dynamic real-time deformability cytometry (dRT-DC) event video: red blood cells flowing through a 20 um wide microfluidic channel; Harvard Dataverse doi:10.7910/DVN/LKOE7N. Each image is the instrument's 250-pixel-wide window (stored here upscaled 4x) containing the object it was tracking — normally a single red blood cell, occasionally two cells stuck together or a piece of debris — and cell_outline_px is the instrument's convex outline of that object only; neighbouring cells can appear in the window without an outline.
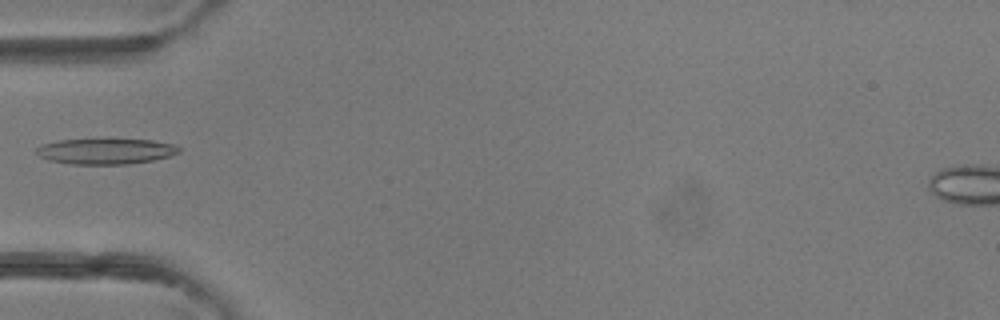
{"species": "common noctule bat (a hibernating species)", "species_latin": "Nyctalus noctula", "temperature_condition": "room temperature", "stored_images_in_passage": 5, "camera_frame_rate_fps": 3000, "um_per_image_px": 0.085, "animal": {"sex": "female"}, "frame": {"image": 1, "passage_image": 5, "time_ms": 4.667, "image_size_px": [1000, 320], "cell_outline_px": [[180, 152], [168, 156], [152, 160], [128, 164], [72, 164], [48, 160], [40, 156], [36, 152], [36, 148], [44, 144], [60, 140], [152, 140], [176, 144], [180, 148]], "centroid_in_image_um": [9.01, 12.86], "position_along_channel_um": 76.0, "area_um2": 20.98}}